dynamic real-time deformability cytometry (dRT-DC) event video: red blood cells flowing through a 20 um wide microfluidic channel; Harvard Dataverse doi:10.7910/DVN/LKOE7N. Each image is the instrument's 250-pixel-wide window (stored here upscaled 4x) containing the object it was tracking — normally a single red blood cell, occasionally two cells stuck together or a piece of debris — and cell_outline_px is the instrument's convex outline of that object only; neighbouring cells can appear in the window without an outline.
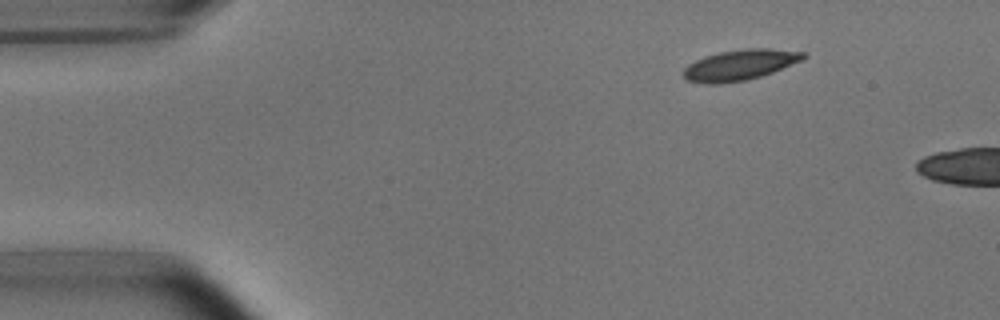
{"species": "common noctule bat (a hibernating species)", "species_latin": "Nyctalus noctula", "temperature_condition": "room temperature", "stored_images_in_passage": 3, "camera_frame_rate_fps": 3000, "um_per_image_px": 0.085, "animal": {"sex": "male", "body_mass_g": 15.6}, "frame": {"image": 1, "passage_image": 1, "time_ms": 0.0, "image_size_px": [1000, 320], "cell_outline_px": [[808, 56], [800, 60], [772, 72], [760, 76], [744, 80], [716, 84], [704, 84], [688, 80], [684, 76], [684, 68], [688, 64], [704, 56], [720, 52], [744, 48], [772, 48], [804, 52]], "centroid_in_image_um": [62.87, 5.5], "position_along_channel_um": 22.1, "area_um2": 21.15}}